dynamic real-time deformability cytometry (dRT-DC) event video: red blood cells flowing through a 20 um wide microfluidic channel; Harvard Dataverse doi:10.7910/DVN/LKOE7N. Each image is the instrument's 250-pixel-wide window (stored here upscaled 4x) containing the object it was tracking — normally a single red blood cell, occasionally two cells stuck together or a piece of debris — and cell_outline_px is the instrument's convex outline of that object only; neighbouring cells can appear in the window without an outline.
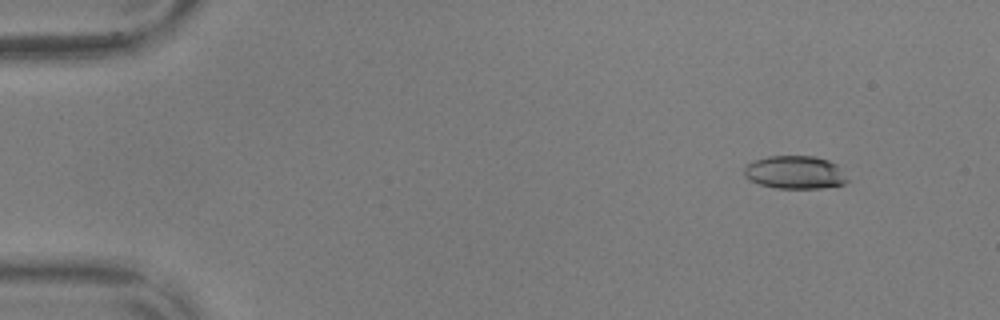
{"species": "common noctule bat (a hibernating species)", "species_latin": "Nyctalus noctula", "temperature_condition": "warm", "stored_images_in_passage": 56, "camera_frame_rate_fps": 3000, "um_per_image_px": 0.085, "animal": {"sex": "male", "body_mass_g": 17.9, "forearm_length_mm": 54.2}, "frame": {"image": 1, "passage_image": 6, "time_ms": 1.667, "image_size_px": [1000, 320], "cell_outline_px": [[848, 180], [844, 184], [820, 188], [776, 188], [760, 184], [748, 180], [744, 176], [744, 168], [748, 164], [756, 160], [768, 156], [816, 156], [828, 160], [836, 164]], "centroid_in_image_um": [67.55, 14.65], "position_along_channel_um": 17.4, "area_um2": 19.77}}
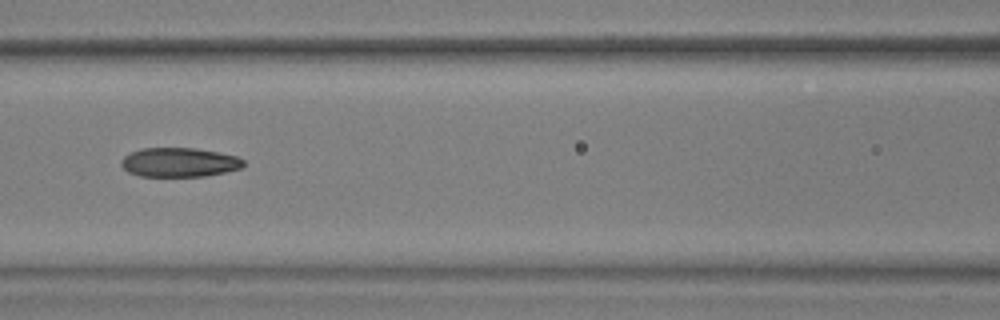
{"frame": {"image": 2, "passage_image": 26, "time_ms": 8.333, "image_size_px": [1000, 320], "cell_outline_px": [[244, 164], [240, 168], [224, 172], [204, 176], [140, 176], [128, 172], [120, 164], [120, 160], [124, 156], [132, 152], [144, 148], [196, 148], [236, 156], [244, 160]], "centroid_in_image_um": [15.21, 13.8], "position_along_channel_um": 151.4, "area_um2": 20.63}}
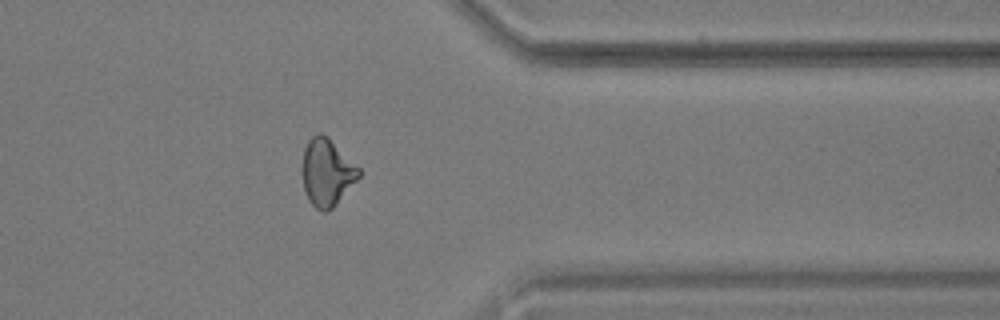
{"frame": {"image": 3, "passage_image": 46, "time_ms": 15.0, "image_size_px": [1000, 320], "cell_outline_px": [[360, 176], [332, 208], [328, 212], [324, 212], [316, 208], [308, 200], [304, 188], [304, 148], [308, 140], [316, 132], [320, 132], [328, 136], [360, 168]], "centroid_in_image_um": [27.8, 14.63], "position_along_channel_um": 383.6, "area_um2": 21.85}, "authors_computed_cell_mechanics": {"area_um2": 21.0392, "velocity_mm_per_s": 3.6169, "shape_relaxation_time_tau1_ms": null, "shape_relaxation_time_tau2_ms": 2.5792, "deformation_change_tau1": null, "deformation_change_tau2": 0.1029}}